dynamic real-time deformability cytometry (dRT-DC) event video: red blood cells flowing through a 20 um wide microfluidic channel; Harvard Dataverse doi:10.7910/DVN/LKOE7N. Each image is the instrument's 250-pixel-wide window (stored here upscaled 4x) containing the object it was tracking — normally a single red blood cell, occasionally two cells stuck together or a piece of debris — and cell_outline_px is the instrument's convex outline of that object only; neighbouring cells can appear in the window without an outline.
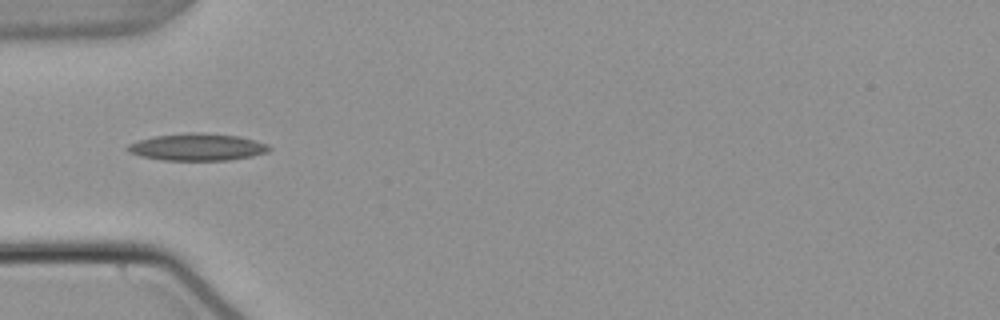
{"species": "common noctule bat (a hibernating species)", "species_latin": "Nyctalus noctula", "temperature_condition": "warm", "stored_images_in_passage": 4, "camera_frame_rate_fps": 3000, "um_per_image_px": 0.085, "animal": {"sex": "male", "body_mass_g": 21.5, "forearm_length_mm": 52.0}, "frame": {"image": 1, "passage_image": 2, "time_ms": 0.333, "image_size_px": [1000, 320], "cell_outline_px": [[272, 148], [268, 152], [252, 156], [228, 160], [164, 160], [140, 156], [128, 152], [124, 148], [128, 144], [140, 140], [156, 136], [188, 132], [236, 136], [268, 144]], "centroid_in_image_um": [16.74, 12.51], "position_along_channel_um": 68.3, "area_um2": 22.08}}